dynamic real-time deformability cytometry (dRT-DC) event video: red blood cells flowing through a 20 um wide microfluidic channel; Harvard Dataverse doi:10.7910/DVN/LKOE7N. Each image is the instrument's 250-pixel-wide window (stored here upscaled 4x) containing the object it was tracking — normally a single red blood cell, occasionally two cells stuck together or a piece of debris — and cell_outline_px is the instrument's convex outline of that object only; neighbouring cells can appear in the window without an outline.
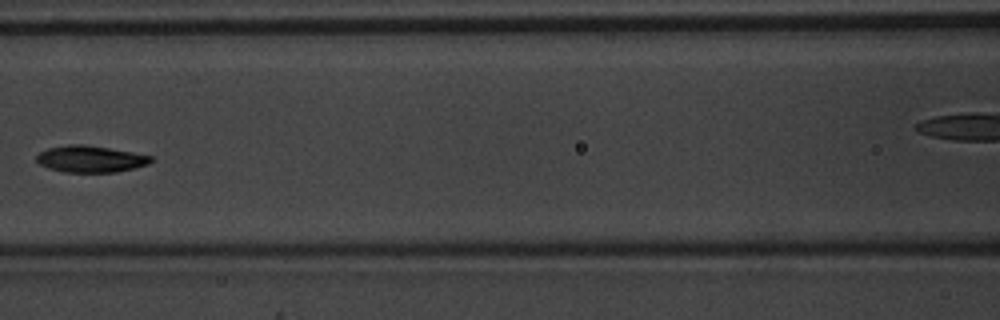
{"species": "common noctule bat (a hibernating species)", "species_latin": "Nyctalus noctula", "temperature_condition": "warm", "stored_images_in_passage": 8, "camera_frame_rate_fps": 3000, "um_per_image_px": 0.085, "animal": {"sex": "male", "body_mass_g": 20.1, "forearm_length_mm": 53.5}, "frame": {"image": 1, "passage_image": 7, "time_ms": 2.0, "image_size_px": [1000, 320], "cell_outline_px": [[152, 160], [148, 164], [136, 168], [116, 172], [64, 172], [48, 168], [40, 164], [36, 160], [36, 156], [40, 152], [48, 148], [68, 144], [84, 144], [132, 152], [152, 156]], "centroid_in_image_um": [7.68, 13.51], "position_along_channel_um": 158.9, "area_um2": 17.74}}